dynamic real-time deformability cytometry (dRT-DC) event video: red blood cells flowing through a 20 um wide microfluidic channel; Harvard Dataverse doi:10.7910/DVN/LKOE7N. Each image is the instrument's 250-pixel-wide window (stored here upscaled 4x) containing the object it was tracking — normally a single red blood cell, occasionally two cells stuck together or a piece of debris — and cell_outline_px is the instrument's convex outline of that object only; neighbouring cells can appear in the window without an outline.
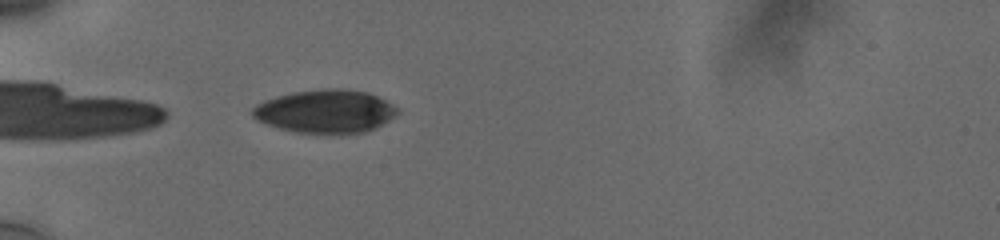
{"species": "human", "species_latin": "Homo sapiens", "temperature_condition": "cold", "stored_images_in_passage": 38, "camera_frame_rate_fps": 3000, "um_per_image_px": 0.085, "donor": {"sex": "male"}, "frame": {"image": 1, "passage_image": 1, "time_ms": 0.0, "image_size_px": [1000, 240], "cell_outline_px": [[400, 112], [388, 120], [364, 132], [340, 136], [328, 136], [296, 132], [280, 128], [268, 124], [252, 116], [252, 108], [256, 104], [264, 100], [276, 96], [292, 92], [324, 88], [344, 88], [368, 92], [392, 104]], "centroid_in_image_um": [27.65, 9.48], "position_along_channel_um": 57.3, "area_um2": 37.05}}
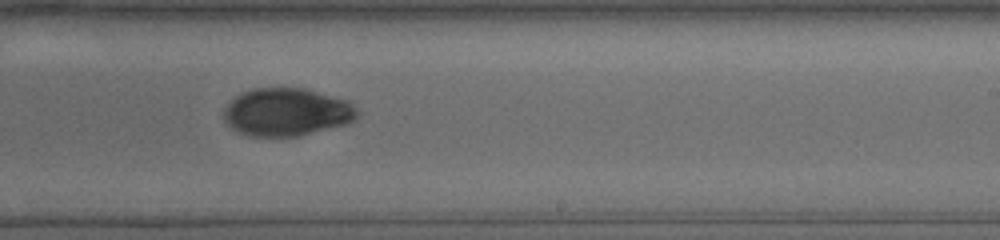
{"frame": {"image": 2, "passage_image": 19, "time_ms": 6.0, "image_size_px": [1000, 240], "cell_outline_px": [[360, 112], [352, 120], [344, 124], [296, 136], [248, 136], [232, 128], [224, 120], [224, 112], [228, 104], [236, 96], [252, 88], [304, 88], [348, 100]], "centroid_in_image_um": [24.36, 9.51], "position_along_channel_um": 264.6, "area_um2": 36.76}}
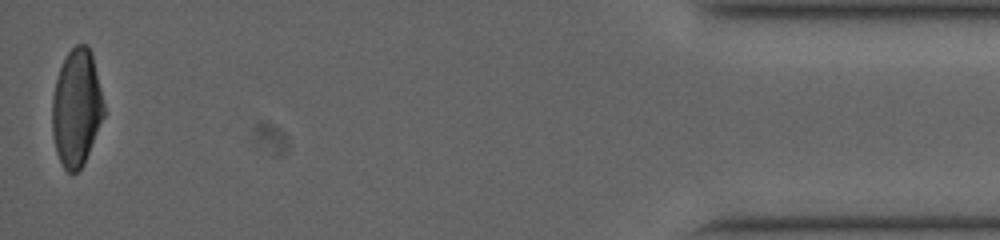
{"frame": {"image": 3, "passage_image": 38, "time_ms": 12.333, "image_size_px": [1000, 240], "cell_outline_px": [[104, 116], [84, 164], [76, 172], [68, 172], [64, 168], [56, 152], [52, 132], [52, 96], [56, 80], [60, 68], [68, 52], [76, 44], [88, 44], [92, 52], [104, 104]], "centroid_in_image_um": [6.5, 9.15], "position_along_channel_um": 428.7, "area_um2": 35.26}, "authors_computed_cell_mechanics": {"area_um2": 37.1365, "velocity_mm_per_s": 3.7645, "shape_relaxation_time_tau1_ms": 4.3761, "shape_relaxation_time_tau2_ms": 4.1637, "deformation_change_tau1": 0.1275, "deformation_change_tau2": 0.058}}